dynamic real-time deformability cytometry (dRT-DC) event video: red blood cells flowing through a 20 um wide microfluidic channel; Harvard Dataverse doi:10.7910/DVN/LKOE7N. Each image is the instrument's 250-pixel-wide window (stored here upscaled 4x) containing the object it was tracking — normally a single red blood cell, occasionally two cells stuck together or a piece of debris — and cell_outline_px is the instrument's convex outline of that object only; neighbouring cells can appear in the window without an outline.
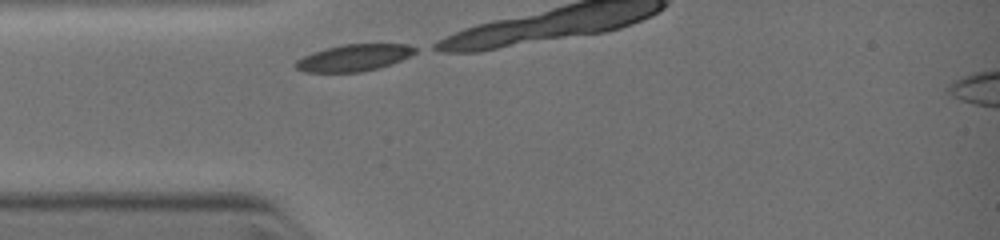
{"species": "common noctule bat (a hibernating species)", "species_latin": "Nyctalus noctula", "temperature_condition": "warm", "stored_images_in_passage": 4, "camera_frame_rate_fps": 3000, "um_per_image_px": 0.085, "animal": {"sex": "female", "body_mass_g": 19.0, "forearm_length_mm": 51.5}, "frame": {"image": 1, "passage_image": 1, "time_ms": 0.0, "image_size_px": [1000, 240], "cell_outline_px": [[416, 52], [400, 60], [376, 68], [360, 72], [304, 72], [296, 68], [296, 60], [312, 52], [324, 48], [344, 44], [408, 44], [416, 48]], "centroid_in_image_um": [30.04, 4.9], "position_along_channel_um": 55.0, "area_um2": 18.38}}